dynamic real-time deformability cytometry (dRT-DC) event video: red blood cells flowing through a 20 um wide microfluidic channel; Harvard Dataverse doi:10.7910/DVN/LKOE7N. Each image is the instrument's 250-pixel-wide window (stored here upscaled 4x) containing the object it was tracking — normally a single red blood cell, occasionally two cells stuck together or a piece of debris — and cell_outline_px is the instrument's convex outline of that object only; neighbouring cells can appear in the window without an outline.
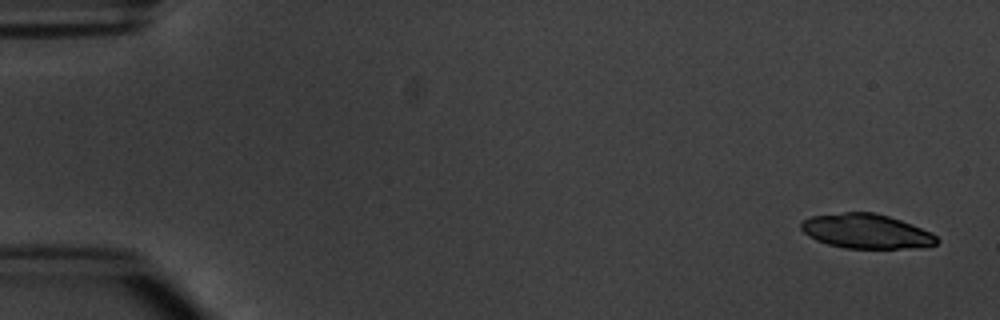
{"species": "common noctule bat (a hibernating species)", "species_latin": "Nyctalus noctula", "temperature_condition": "warm", "stored_images_in_passage": 5, "camera_frame_rate_fps": 3000, "um_per_image_px": 0.085, "animal": {"sex": "male", "body_mass_g": 20.1, "forearm_length_mm": 53.5}, "frame": {"image": 1, "passage_image": 1, "time_ms": 0.0, "image_size_px": [1000, 320], "cell_outline_px": [[940, 240], [936, 244], [916, 248], [844, 248], [828, 244], [816, 240], [808, 236], [800, 228], [800, 224], [804, 220], [812, 216], [844, 212], [876, 212], [912, 224], [932, 232]], "centroid_in_image_um": [73.65, 19.66], "position_along_channel_um": 11.4, "area_um2": 27.34}}